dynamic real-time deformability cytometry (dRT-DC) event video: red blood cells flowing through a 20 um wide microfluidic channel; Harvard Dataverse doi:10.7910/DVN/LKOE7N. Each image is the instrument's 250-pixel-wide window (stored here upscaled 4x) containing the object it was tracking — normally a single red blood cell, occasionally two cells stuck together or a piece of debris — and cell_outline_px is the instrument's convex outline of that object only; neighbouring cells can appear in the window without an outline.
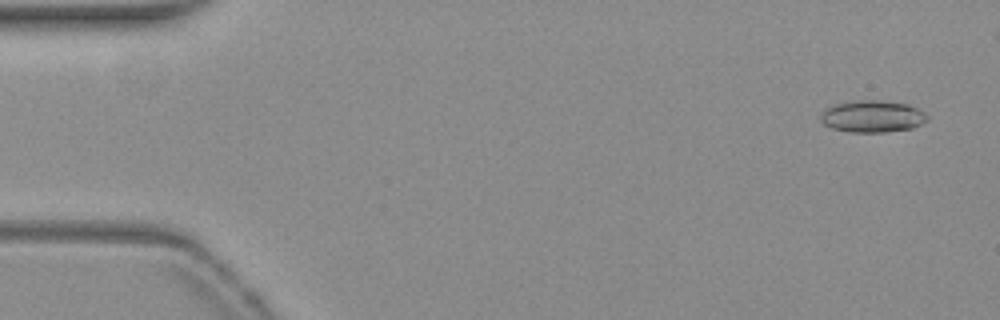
{"species": "common noctule bat (a hibernating species)", "species_latin": "Nyctalus noctula", "temperature_condition": "warm", "stored_images_in_passage": 48, "camera_frame_rate_fps": 3000, "um_per_image_px": 0.085, "animal": {"sex": "female", "body_mass_g": 19.3, "forearm_length_mm": 54.1}, "frame": {"image": 1, "passage_image": 2, "time_ms": 0.333, "image_size_px": [1000, 320], "cell_outline_px": [[928, 120], [912, 128], [884, 132], [852, 132], [832, 128], [824, 124], [820, 120], [820, 112], [836, 104], [852, 100], [880, 100], [908, 104], [924, 112], [928, 116]], "centroid_in_image_um": [74.15, 9.89], "position_along_channel_um": 10.9, "area_um2": 19.83}}
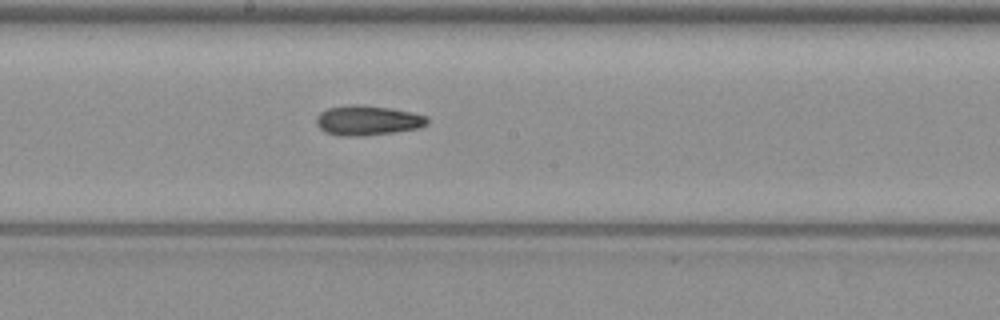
{"frame": {"image": 2, "passage_image": 28, "time_ms": 9.0, "image_size_px": [1000, 320], "cell_outline_px": [[428, 124], [420, 128], [364, 136], [340, 136], [328, 132], [320, 128], [316, 124], [316, 116], [320, 112], [328, 108], [348, 104], [360, 104], [392, 108], [412, 112], [428, 116]], "centroid_in_image_um": [31.26, 10.22], "position_along_channel_um": 216.9, "area_um2": 19.48}}
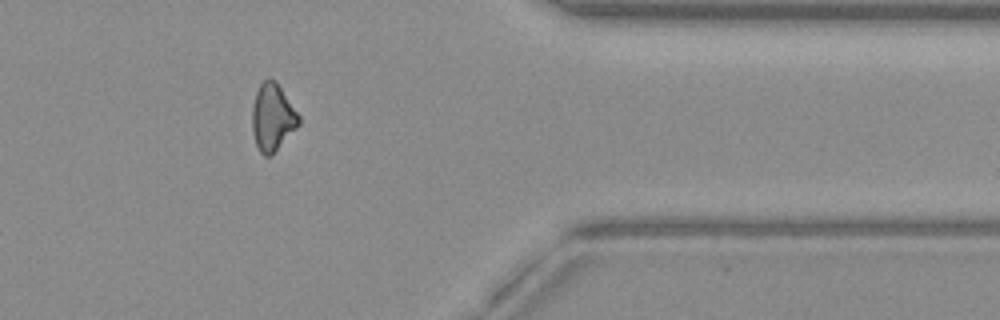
{"frame": {"image": 3, "passage_image": 43, "time_ms": 14.0, "image_size_px": [1000, 320], "cell_outline_px": [[300, 124], [272, 156], [264, 156], [260, 152], [256, 144], [252, 132], [252, 108], [256, 92], [260, 84], [268, 76], [276, 80], [300, 116]], "centroid_in_image_um": [23.17, 9.97], "position_along_channel_um": 388.2, "area_um2": 18.5}, "authors_computed_cell_mechanics": {"area_um2": 18.9295, "velocity_mm_per_s": 3.8443, "shape_relaxation_time_tau1_ms": null, "shape_relaxation_time_tau2_ms": 5.1093, "deformation_change_tau1": null, "deformation_change_tau2": 0.1305}}